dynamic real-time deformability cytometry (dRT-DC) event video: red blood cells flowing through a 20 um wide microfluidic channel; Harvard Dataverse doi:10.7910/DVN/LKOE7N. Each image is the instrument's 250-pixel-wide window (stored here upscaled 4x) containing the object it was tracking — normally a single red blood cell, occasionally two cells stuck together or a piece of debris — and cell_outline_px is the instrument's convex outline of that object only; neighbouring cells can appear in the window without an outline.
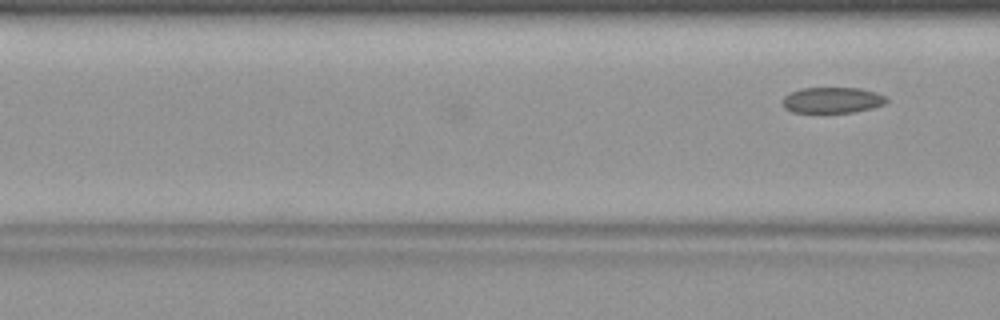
{"species": "common noctule bat (a hibernating species)", "species_latin": "Nyctalus noctula", "temperature_condition": "warm", "stored_images_in_passage": 10, "camera_frame_rate_fps": 3000, "um_per_image_px": 0.085, "animal": {"sex": "female", "body_mass_g": 19.9}, "frame": {"image": 1, "passage_image": 10, "time_ms": 3.0, "image_size_px": [1000, 320], "cell_outline_px": [[888, 100], [884, 104], [872, 108], [856, 112], [792, 112], [784, 108], [780, 100], [788, 92], [800, 88], [860, 88], [876, 92], [888, 96]], "centroid_in_image_um": [70.72, 8.5], "position_along_channel_um": 95.9, "area_um2": 15.95}}